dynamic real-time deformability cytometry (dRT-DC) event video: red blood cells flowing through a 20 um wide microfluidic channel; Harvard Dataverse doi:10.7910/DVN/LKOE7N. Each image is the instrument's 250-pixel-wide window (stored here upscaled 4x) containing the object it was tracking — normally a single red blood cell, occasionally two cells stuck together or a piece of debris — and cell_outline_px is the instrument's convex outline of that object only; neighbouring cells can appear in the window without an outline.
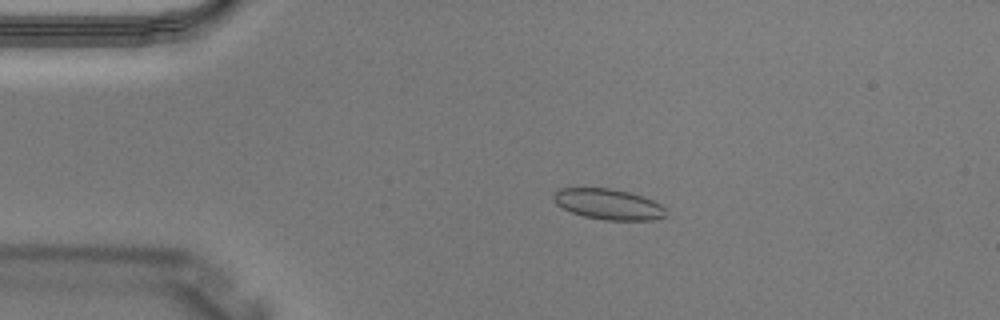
{"species": "Egyptian fruit bat (a non-hibernating species)", "species_latin": "Rousettus aegyptiacus", "temperature_condition": "warm", "stored_images_in_passage": 4, "camera_frame_rate_fps": 3000, "um_per_image_px": 0.085, "animal": {"sex": "male"}, "frame": {"image": 1, "passage_image": 3, "time_ms": 0.667, "image_size_px": [1000, 320], "cell_outline_px": [[668, 216], [652, 220], [604, 220], [584, 216], [572, 212], [556, 204], [552, 200], [552, 196], [560, 188], [612, 188], [644, 196], [660, 204], [664, 208]], "centroid_in_image_um": [51.72, 17.36], "position_along_channel_um": 33.3, "area_um2": 20.11}}